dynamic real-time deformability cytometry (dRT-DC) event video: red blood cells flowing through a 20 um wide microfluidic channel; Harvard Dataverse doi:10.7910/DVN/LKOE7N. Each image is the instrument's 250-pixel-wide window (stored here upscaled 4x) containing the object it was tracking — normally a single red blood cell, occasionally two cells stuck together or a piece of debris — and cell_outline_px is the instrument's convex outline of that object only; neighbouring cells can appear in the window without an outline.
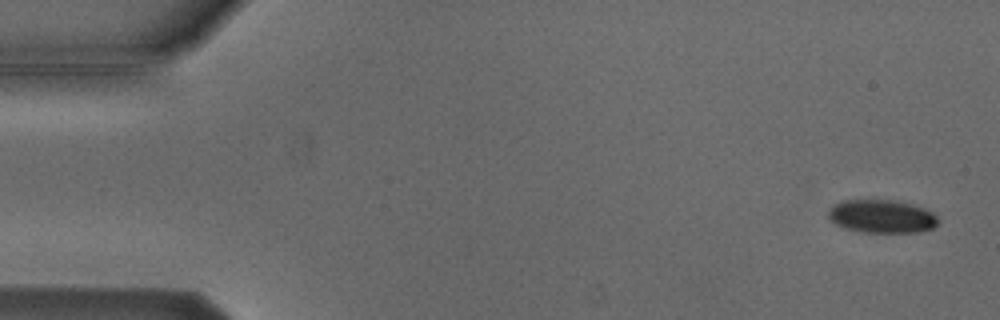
{"species": "Egyptian fruit bat (a non-hibernating species)", "species_latin": "Rousettus aegyptiacus", "temperature_condition": "cold", "stored_images_in_passage": 4, "camera_frame_rate_fps": 3000, "um_per_image_px": 0.085, "animal": {"sex": "male"}, "frame": {"image": 1, "passage_image": 1, "time_ms": 0.0, "image_size_px": [1000, 320], "cell_outline_px": [[940, 220], [932, 228], [920, 232], [864, 232], [844, 228], [836, 224], [828, 216], [828, 212], [832, 204], [844, 200], [892, 200], [912, 204], [924, 208], [932, 212]], "centroid_in_image_um": [74.95, 18.39], "position_along_channel_um": 10.1, "area_um2": 21.21}}
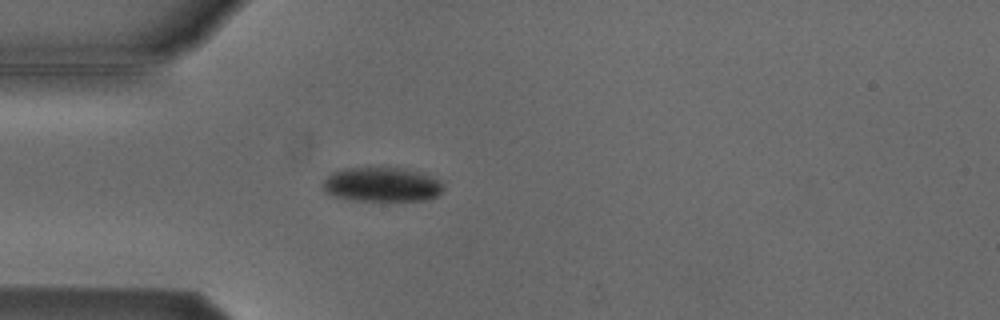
{"frame": {"image": 2, "passage_image": 4, "time_ms": 4.333, "image_size_px": [1000, 320], "cell_outline_px": [[444, 188], [436, 196], [428, 200], [352, 200], [332, 196], [324, 192], [324, 180], [332, 172], [344, 168], [404, 168], [424, 172], [440, 180], [444, 184]], "centroid_in_image_um": [32.49, 15.68], "position_along_channel_um": 52.5, "area_um2": 24.28}}